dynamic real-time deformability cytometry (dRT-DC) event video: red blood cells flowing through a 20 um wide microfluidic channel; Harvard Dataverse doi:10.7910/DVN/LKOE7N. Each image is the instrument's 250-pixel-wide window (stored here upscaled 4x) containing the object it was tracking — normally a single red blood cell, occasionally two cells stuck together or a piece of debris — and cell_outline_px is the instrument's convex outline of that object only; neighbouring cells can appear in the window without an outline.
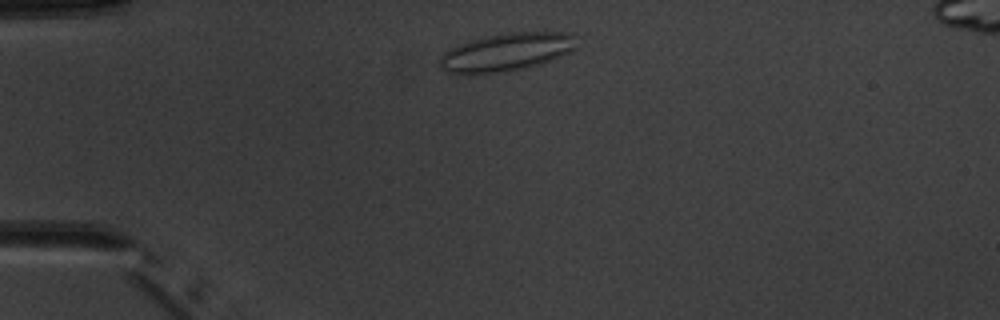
{"species": "common noctule bat (a hibernating species)", "species_latin": "Nyctalus noctula", "temperature_condition": "warm", "stored_images_in_passage": 1, "camera_frame_rate_fps": 3000, "um_per_image_px": 0.085, "animal": {"sex": "male", "body_mass_g": 20.1, "forearm_length_mm": 53.5}, "frame": {"image": 1, "passage_image": 1, "time_ms": 0.0, "image_size_px": [1000, 320], "cell_outline_px": [[576, 48], [560, 56], [540, 64], [528, 68], [504, 72], [460, 76], [444, 72], [440, 68], [440, 56], [444, 52], [456, 44], [468, 40], [484, 36], [512, 32], [572, 32], [576, 36]], "centroid_in_image_um": [42.98, 4.45], "position_along_channel_um": 42.0, "area_um2": 31.15}}